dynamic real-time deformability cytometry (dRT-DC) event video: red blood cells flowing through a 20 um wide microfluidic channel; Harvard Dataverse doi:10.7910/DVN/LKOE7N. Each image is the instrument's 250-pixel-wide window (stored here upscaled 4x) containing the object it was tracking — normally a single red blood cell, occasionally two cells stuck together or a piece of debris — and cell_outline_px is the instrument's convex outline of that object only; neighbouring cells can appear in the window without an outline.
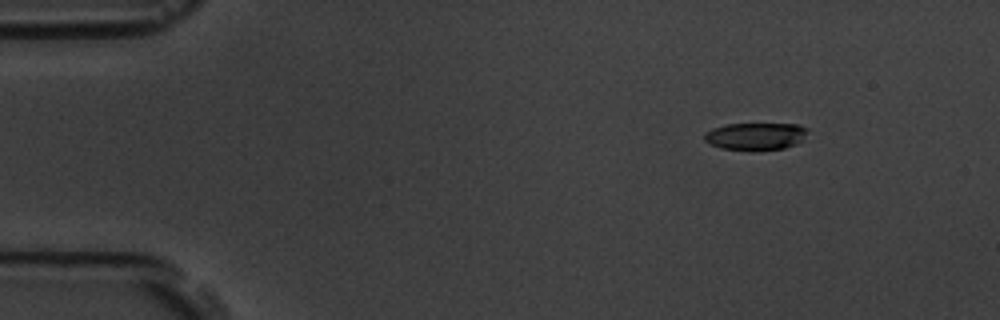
{"species": "common noctule bat (a hibernating species)", "species_latin": "Nyctalus noctula", "temperature_condition": "room temperature", "stored_images_in_passage": 4, "camera_frame_rate_fps": 3000, "um_per_image_px": 0.085, "animal": {"sex": "male", "body_mass_g": 19.5, "forearm_length_mm": 54.6}, "frame": {"image": 1, "passage_image": 1, "time_ms": 0.0, "image_size_px": [1000, 320], "cell_outline_px": [[808, 128], [804, 140], [796, 144], [784, 148], [752, 152], [720, 148], [708, 144], [704, 140], [704, 132], [712, 128], [724, 124], [796, 124]], "centroid_in_image_um": [64.19, 11.6], "position_along_channel_um": 20.8, "area_um2": 16.99}}
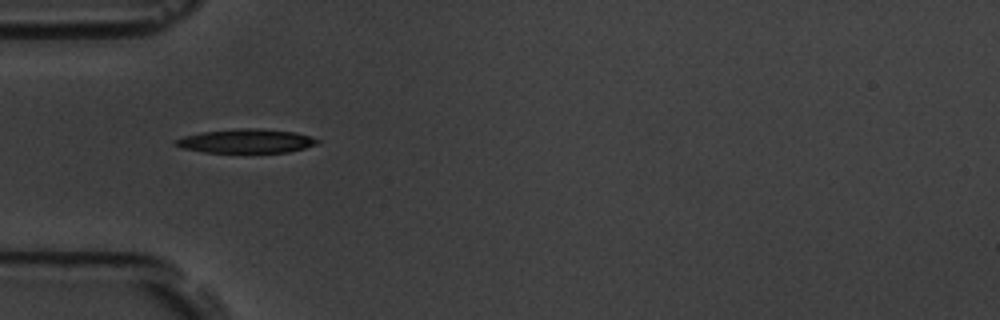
{"frame": {"image": 2, "passage_image": 4, "time_ms": 3.667, "image_size_px": [1000, 320], "cell_outline_px": [[320, 144], [288, 152], [204, 152], [180, 148], [172, 144], [172, 140], [184, 136], [200, 132], [236, 128], [256, 128], [296, 132], [320, 140]], "centroid_in_image_um": [20.87, 11.98], "position_along_channel_um": 64.1, "area_um2": 20.0}}